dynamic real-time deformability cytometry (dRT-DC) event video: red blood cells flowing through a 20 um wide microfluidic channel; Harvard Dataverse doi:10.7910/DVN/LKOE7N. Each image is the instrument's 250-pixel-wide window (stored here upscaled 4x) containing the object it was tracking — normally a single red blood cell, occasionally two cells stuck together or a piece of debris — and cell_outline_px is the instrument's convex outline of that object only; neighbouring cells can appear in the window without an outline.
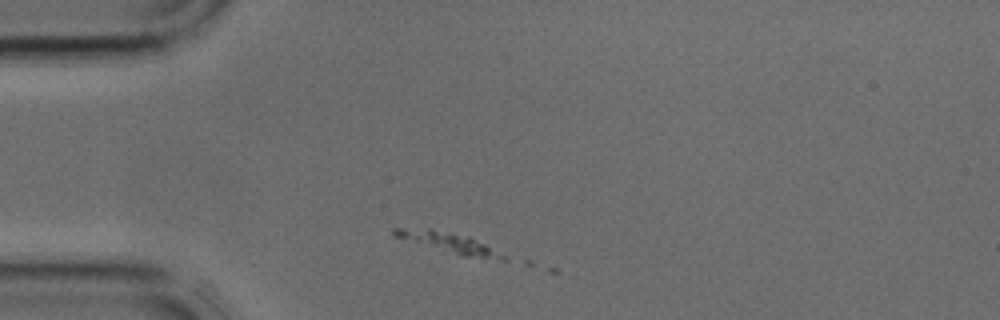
{"species": "common noctule bat (a hibernating species)", "species_latin": "Nyctalus noctula", "temperature_condition": "cold", "stored_images_in_passage": 3, "camera_frame_rate_fps": 3000, "um_per_image_px": 0.085, "animal": {"sex": "male", "body_mass_g": 17.9, "forearm_length_mm": 54.2}, "frame": {"image": 1, "passage_image": 3, "time_ms": 0.667, "image_size_px": [1000, 320], "cell_outline_px": [[508, 260], [500, 260], [468, 256], [396, 236], [392, 232], [392, 228], [432, 228], [452, 232], [468, 236], [484, 244], [504, 256]], "centroid_in_image_um": [38.16, 20.57], "position_along_channel_um": 46.8, "area_um2": 11.91}}